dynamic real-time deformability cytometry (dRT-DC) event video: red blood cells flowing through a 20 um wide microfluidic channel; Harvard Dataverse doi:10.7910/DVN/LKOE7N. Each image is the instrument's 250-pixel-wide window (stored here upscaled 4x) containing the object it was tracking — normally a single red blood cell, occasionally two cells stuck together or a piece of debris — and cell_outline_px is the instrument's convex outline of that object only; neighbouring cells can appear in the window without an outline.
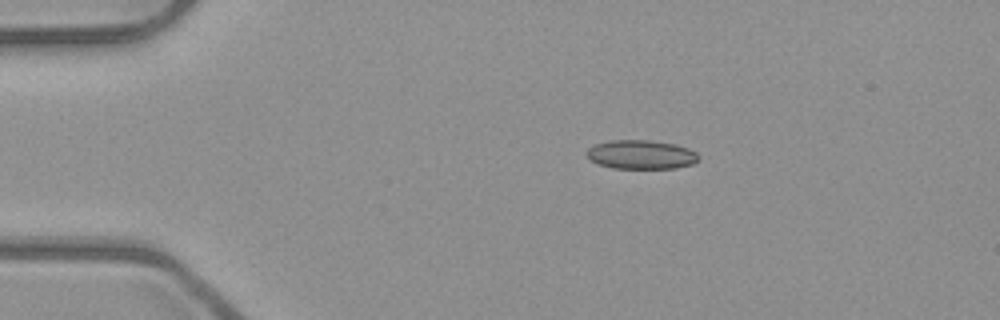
{"species": "common noctule bat (a hibernating species)", "species_latin": "Nyctalus noctula", "temperature_condition": "room temperature", "stored_images_in_passage": 7, "camera_frame_rate_fps": 3000, "um_per_image_px": 0.085, "animal": {"sex": "male", "body_mass_g": 23.1, "forearm_length_mm": 52.7}, "frame": {"image": 1, "passage_image": 2, "time_ms": 0.333, "image_size_px": [1000, 320], "cell_outline_px": [[700, 160], [692, 164], [676, 168], [612, 168], [588, 160], [584, 152], [588, 148], [596, 144], [612, 140], [648, 140], [676, 144], [688, 148], [696, 152], [700, 156]], "centroid_in_image_um": [54.49, 13.14], "position_along_channel_um": 30.5, "area_um2": 19.07}}
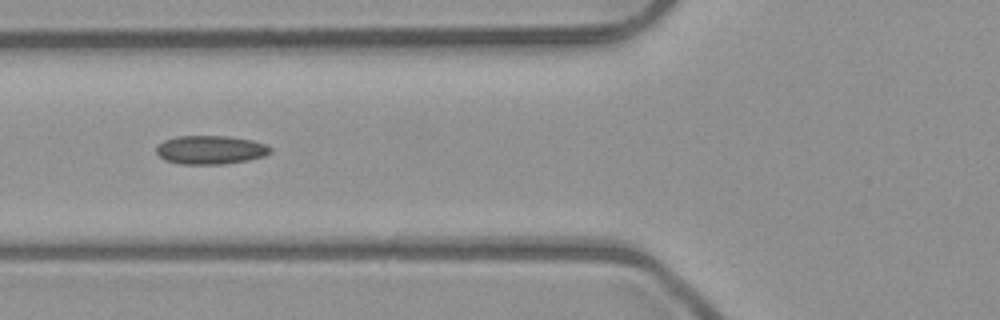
{"frame": {"image": 2, "passage_image": 5, "time_ms": 1.333, "image_size_px": [1000, 320], "cell_outline_px": [[272, 152], [264, 156], [248, 160], [224, 164], [180, 164], [164, 160], [156, 152], [156, 148], [164, 140], [176, 136], [228, 136], [252, 140], [264, 144], [272, 148]], "centroid_in_image_um": [17.89, 12.74], "position_along_channel_um": 107.9, "area_um2": 19.07}}
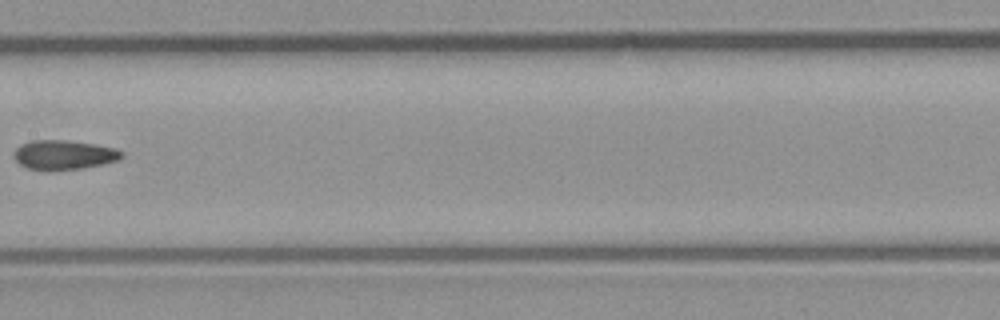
{"frame": {"image": 3, "passage_image": 7, "time_ms": 2.0, "image_size_px": [1000, 320], "cell_outline_px": [[124, 156], [120, 160], [104, 164], [84, 168], [52, 172], [48, 172], [28, 168], [20, 164], [16, 160], [16, 148], [20, 144], [32, 140], [64, 140], [92, 144], [116, 148], [124, 152]], "centroid_in_image_um": [5.47, 13.19], "position_along_channel_um": 201.9, "area_um2": 18.79}}